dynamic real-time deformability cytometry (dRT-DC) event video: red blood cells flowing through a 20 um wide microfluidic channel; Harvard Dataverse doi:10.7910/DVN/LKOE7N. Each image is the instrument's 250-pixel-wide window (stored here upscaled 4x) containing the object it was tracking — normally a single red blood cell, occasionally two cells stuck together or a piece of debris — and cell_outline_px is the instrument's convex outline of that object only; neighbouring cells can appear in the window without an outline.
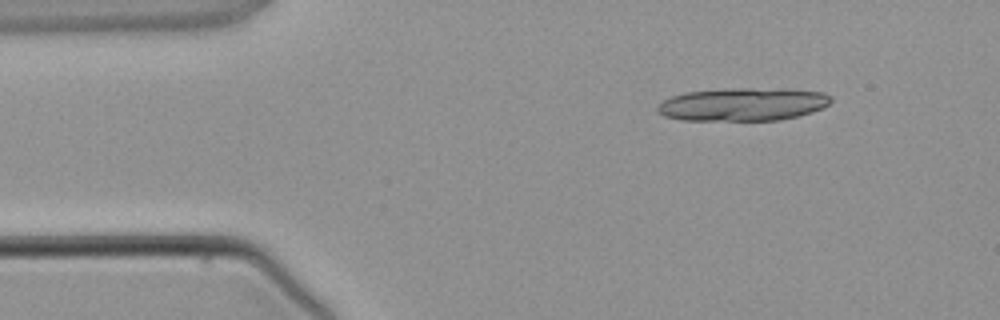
{"species": "common noctule bat (a hibernating species)", "species_latin": "Nyctalus noctula", "temperature_condition": "warm", "stored_images_in_passage": 3, "segment_of_instrument_passage": [2, 2], "camera_frame_rate_fps": 3000, "um_per_image_px": 0.085, "animal": {"sex": "male", "body_mass_g": 21.5, "forearm_length_mm": 52.0}, "frame": {"image": 1, "passage_image": 3, "time_ms": 3.333, "image_size_px": [1000, 320], "cell_outline_px": [[832, 100], [828, 104], [812, 112], [780, 120], [680, 120], [664, 116], [656, 108], [664, 100], [672, 96], [684, 92], [724, 88], [780, 88], [824, 92], [832, 96]], "centroid_in_image_um": [63.15, 8.85], "position_along_channel_um": 21.8, "area_um2": 33.58}}